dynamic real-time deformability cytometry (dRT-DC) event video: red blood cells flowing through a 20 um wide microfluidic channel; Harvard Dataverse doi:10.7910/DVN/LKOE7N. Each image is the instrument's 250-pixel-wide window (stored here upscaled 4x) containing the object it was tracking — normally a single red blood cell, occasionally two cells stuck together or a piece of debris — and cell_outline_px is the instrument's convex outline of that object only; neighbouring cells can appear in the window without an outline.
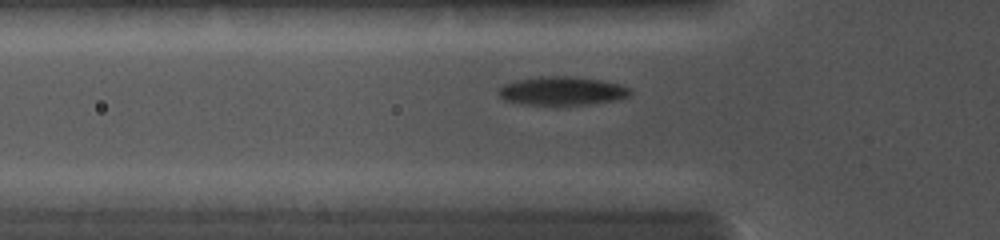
{"species": "common noctule bat (a hibernating species)", "species_latin": "Nyctalus noctula", "temperature_condition": "cold", "stored_images_in_passage": 66, "camera_frame_rate_fps": 5000, "um_per_image_px": 0.085, "animal": {"sex": "female", "body_mass_g": 19.0, "forearm_length_mm": 56.7}, "frame": {"image": 1, "passage_image": 9, "time_ms": 2.6, "image_size_px": [1000, 240], "cell_outline_px": [[632, 92], [628, 96], [616, 100], [592, 104], [520, 104], [504, 100], [500, 96], [500, 88], [504, 84], [516, 80], [540, 76], [572, 76], [600, 80], [620, 84], [632, 88]], "centroid_in_image_um": [47.81, 7.72], "position_along_channel_um": 78.0, "area_um2": 21.85}}
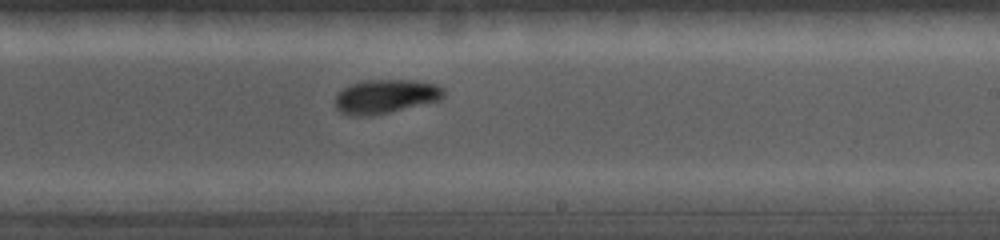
{"frame": {"image": 2, "passage_image": 33, "time_ms": 6.6, "image_size_px": [1000, 240], "cell_outline_px": [[444, 96], [440, 100], [372, 116], [352, 116], [340, 112], [336, 108], [336, 96], [348, 84], [364, 80], [416, 80], [436, 84], [444, 88]], "centroid_in_image_um": [32.77, 8.19], "position_along_channel_um": 256.2, "area_um2": 21.56}}
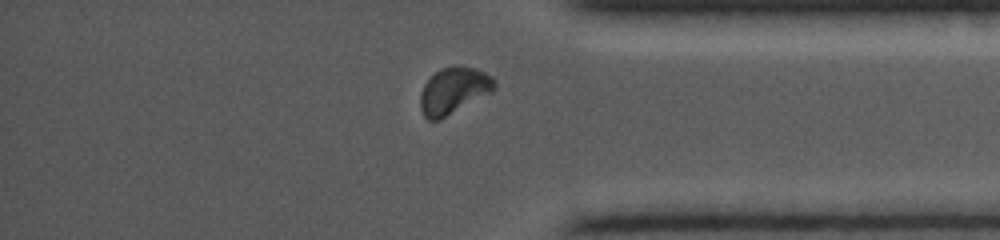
{"frame": {"image": 3, "passage_image": 53, "time_ms": 9.8, "image_size_px": [1000, 240], "cell_outline_px": [[496, 88], [492, 92], [440, 120], [428, 120], [424, 116], [420, 108], [420, 92], [424, 84], [440, 68], [456, 64], [460, 64], [484, 72], [492, 76], [496, 80]], "centroid_in_image_um": [38.57, 7.69], "position_along_channel_um": 396.6, "area_um2": 20.35}}